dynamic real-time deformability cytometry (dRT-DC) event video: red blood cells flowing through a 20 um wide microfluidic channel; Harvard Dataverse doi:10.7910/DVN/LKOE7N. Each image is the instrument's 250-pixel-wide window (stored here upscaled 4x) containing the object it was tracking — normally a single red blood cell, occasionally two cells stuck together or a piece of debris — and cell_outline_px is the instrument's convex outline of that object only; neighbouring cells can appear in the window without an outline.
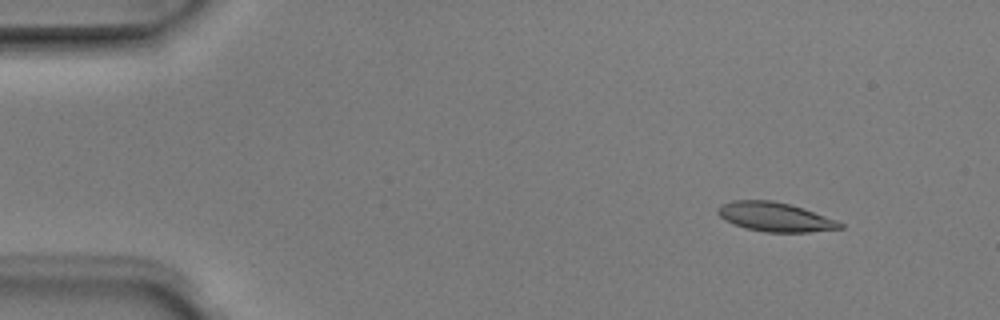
{"species": "Egyptian fruit bat (a non-hibernating species)", "species_latin": "Rousettus aegyptiacus", "temperature_condition": "room temperature", "stored_images_in_passage": 4, "camera_frame_rate_fps": 3000, "um_per_image_px": 0.085, "animal": {"sex": "male"}, "frame": {"image": 1, "passage_image": 1, "time_ms": 0.0, "image_size_px": [1000, 320], "cell_outline_px": [[844, 228], [808, 232], [764, 232], [744, 228], [724, 220], [716, 212], [716, 208], [720, 204], [732, 200], [772, 200], [804, 208], [836, 220], [844, 224]], "centroid_in_image_um": [65.84, 18.44], "position_along_channel_um": 19.2, "area_um2": 20.92}}
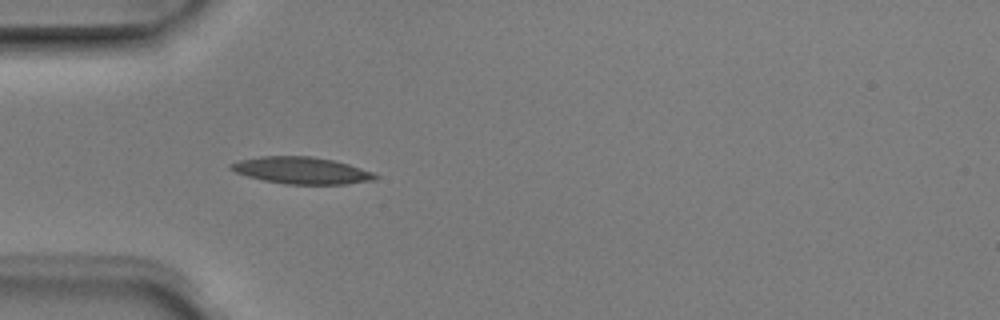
{"frame": {"image": 2, "passage_image": 4, "time_ms": 1.0, "image_size_px": [1000, 320], "cell_outline_px": [[380, 176], [376, 180], [344, 184], [284, 184], [264, 180], [248, 176], [236, 172], [228, 168], [228, 164], [240, 160], [260, 156], [312, 156], [332, 160], [348, 164], [372, 172]], "centroid_in_image_um": [25.62, 14.49], "position_along_channel_um": 59.4, "area_um2": 22.54}}